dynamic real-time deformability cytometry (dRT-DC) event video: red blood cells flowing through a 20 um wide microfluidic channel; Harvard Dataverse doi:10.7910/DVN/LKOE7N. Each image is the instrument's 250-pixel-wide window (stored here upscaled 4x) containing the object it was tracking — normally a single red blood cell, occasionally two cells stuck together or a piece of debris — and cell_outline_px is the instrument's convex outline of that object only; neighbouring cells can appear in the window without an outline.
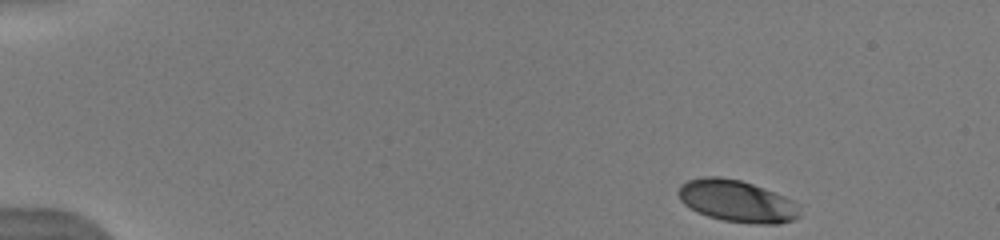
{"species": "human", "species_latin": "Homo sapiens", "temperature_condition": "warm", "stored_images_in_passage": 47, "camera_frame_rate_fps": 3000, "um_per_image_px": 0.085, "donor": {"sex": "male"}, "frame": {"image": 1, "passage_image": 1, "time_ms": 0.0, "image_size_px": [1000, 240], "cell_outline_px": [[800, 216], [792, 220], [780, 224], [756, 224], [720, 220], [708, 216], [684, 204], [680, 200], [676, 192], [680, 184], [688, 180], [704, 176], [720, 176], [740, 180], [764, 188], [784, 196], [800, 204]], "centroid_in_image_um": [62.65, 17.09], "position_along_channel_um": 22.4, "area_um2": 29.88}}
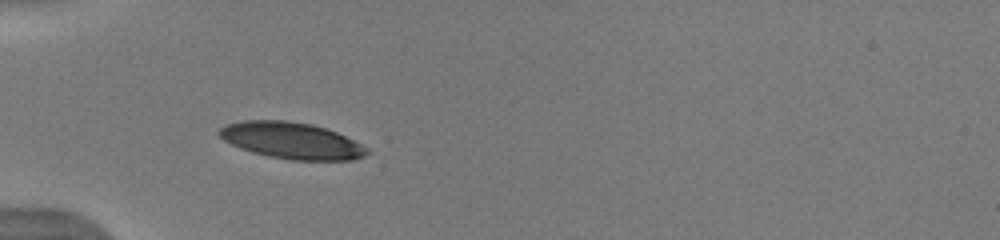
{"frame": {"image": 2, "passage_image": 12, "time_ms": 3.667, "image_size_px": [1000, 240], "cell_outline_px": [[372, 152], [364, 156], [352, 160], [292, 160], [268, 156], [252, 152], [240, 148], [224, 140], [216, 132], [224, 124], [244, 120], [288, 120], [312, 124], [336, 132], [368, 148]], "centroid_in_image_um": [24.76, 11.94], "position_along_channel_um": 60.2, "area_um2": 31.44}}
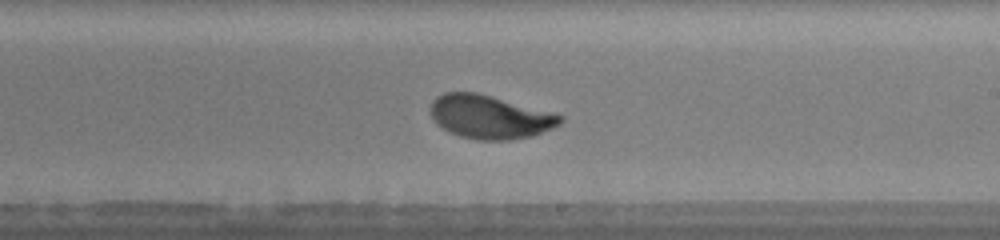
{"frame": {"image": 3, "passage_image": 27, "time_ms": 8.667, "image_size_px": [1000, 240], "cell_outline_px": [[564, 120], [560, 124], [552, 128], [532, 136], [512, 140], [476, 140], [460, 136], [448, 132], [436, 124], [428, 112], [432, 100], [436, 96], [444, 92], [476, 92], [492, 96], [552, 112], [564, 116]], "centroid_in_image_um": [41.6, 9.94], "position_along_channel_um": 247.4, "area_um2": 33.29}, "authors_computed_cell_mechanics": {"area_um2": 32.5992, "velocity_mm_per_s": 3.9385, "shape_relaxation_time_tau1_ms": 2.0329, "shape_relaxation_time_tau2_ms": null, "deformation_change_tau1": 0.1503, "deformation_change_tau2": null}}